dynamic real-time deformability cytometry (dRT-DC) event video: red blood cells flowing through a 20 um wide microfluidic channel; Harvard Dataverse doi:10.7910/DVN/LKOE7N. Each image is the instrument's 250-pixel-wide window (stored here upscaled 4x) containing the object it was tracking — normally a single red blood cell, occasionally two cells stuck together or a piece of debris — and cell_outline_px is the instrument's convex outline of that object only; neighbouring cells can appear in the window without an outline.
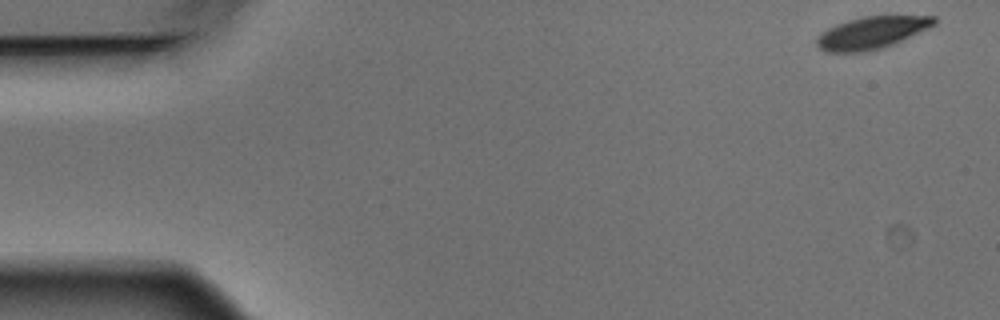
{"species": "Egyptian fruit bat (a non-hibernating species)", "species_latin": "Rousettus aegyptiacus", "temperature_condition": "warm", "stored_images_in_passage": 4, "camera_frame_rate_fps": 3000, "um_per_image_px": 0.085, "animal": {"sex": "male"}, "frame": {"image": 1, "passage_image": 1, "time_ms": 0.0, "image_size_px": [1000, 320], "cell_outline_px": [[936, 24], [928, 28], [884, 48], [864, 52], [824, 52], [816, 44], [816, 40], [820, 32], [836, 24], [848, 20], [864, 16], [936, 16]], "centroid_in_image_um": [74.06, 2.79], "position_along_channel_um": 10.9, "area_um2": 22.02}}
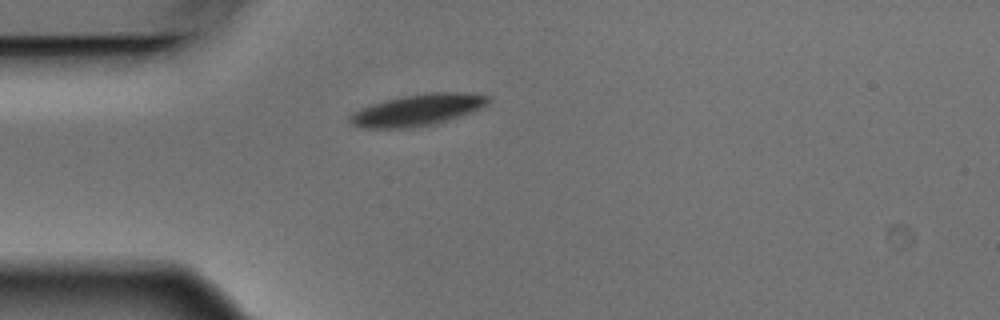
{"frame": {"image": 2, "passage_image": 4, "time_ms": 1.0, "image_size_px": [1000, 320], "cell_outline_px": [[492, 100], [484, 108], [472, 112], [432, 124], [408, 128], [364, 128], [352, 124], [348, 120], [348, 116], [352, 112], [360, 108], [384, 100], [404, 96], [428, 92], [464, 92], [492, 96]], "centroid_in_image_um": [35.52, 9.33], "position_along_channel_um": 49.5, "area_um2": 25.55}}